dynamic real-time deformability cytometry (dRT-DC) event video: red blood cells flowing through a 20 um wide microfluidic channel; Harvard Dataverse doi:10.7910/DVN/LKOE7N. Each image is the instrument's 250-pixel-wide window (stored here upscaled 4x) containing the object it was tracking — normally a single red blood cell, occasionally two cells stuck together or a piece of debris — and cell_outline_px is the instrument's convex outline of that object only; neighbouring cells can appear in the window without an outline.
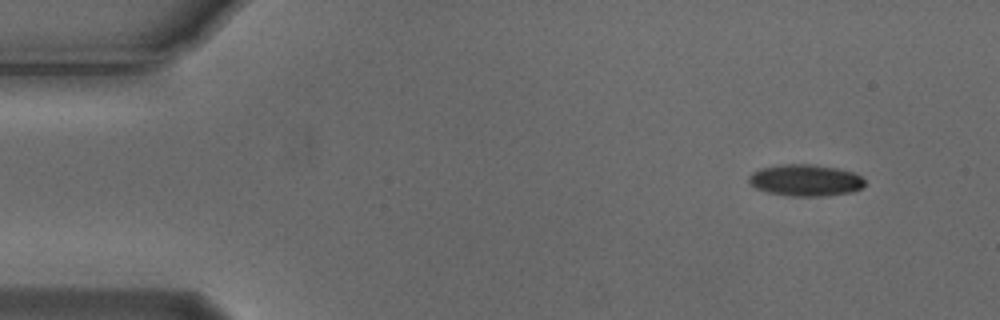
{"species": "Egyptian fruit bat (a non-hibernating species)", "species_latin": "Rousettus aegyptiacus", "temperature_condition": "cold", "stored_images_in_passage": 2, "camera_frame_rate_fps": 3000, "um_per_image_px": 0.085, "animal": {"sex": "male"}, "frame": {"image": 1, "passage_image": 2, "time_ms": 0.333, "image_size_px": [1000, 320], "cell_outline_px": [[864, 184], [860, 188], [852, 192], [820, 196], [788, 196], [768, 192], [756, 188], [748, 184], [748, 176], [752, 172], [760, 168], [780, 164], [816, 164], [836, 168], [852, 172], [860, 176], [864, 180]], "centroid_in_image_um": [68.4, 15.31], "position_along_channel_um": 16.6, "area_um2": 21.44}}